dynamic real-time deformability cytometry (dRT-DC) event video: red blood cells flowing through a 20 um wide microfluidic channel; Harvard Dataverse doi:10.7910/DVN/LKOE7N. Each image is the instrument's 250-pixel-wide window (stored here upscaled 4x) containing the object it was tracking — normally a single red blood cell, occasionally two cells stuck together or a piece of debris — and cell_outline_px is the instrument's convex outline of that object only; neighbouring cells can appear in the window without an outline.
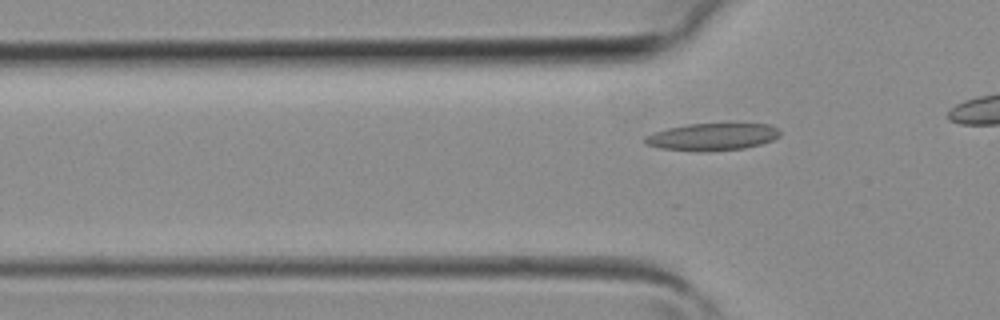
{"species": "common noctule bat (a hibernating species)", "species_latin": "Nyctalus noctula", "temperature_condition": "room temperature", "stored_images_in_passage": 4, "camera_frame_rate_fps": 3000, "um_per_image_px": 0.085, "animal": {"sex": "female", "body_mass_g": 19.3, "forearm_length_mm": 54.1}, "frame": {"image": 1, "passage_image": 3, "time_ms": 0.667, "image_size_px": [1000, 320], "cell_outline_px": [[780, 136], [772, 140], [760, 144], [744, 148], [708, 152], [696, 152], [660, 148], [644, 144], [644, 136], [652, 132], [668, 128], [688, 124], [768, 124], [780, 128]], "centroid_in_image_um": [60.51, 11.64], "position_along_channel_um": 65.3, "area_um2": 21.68}}